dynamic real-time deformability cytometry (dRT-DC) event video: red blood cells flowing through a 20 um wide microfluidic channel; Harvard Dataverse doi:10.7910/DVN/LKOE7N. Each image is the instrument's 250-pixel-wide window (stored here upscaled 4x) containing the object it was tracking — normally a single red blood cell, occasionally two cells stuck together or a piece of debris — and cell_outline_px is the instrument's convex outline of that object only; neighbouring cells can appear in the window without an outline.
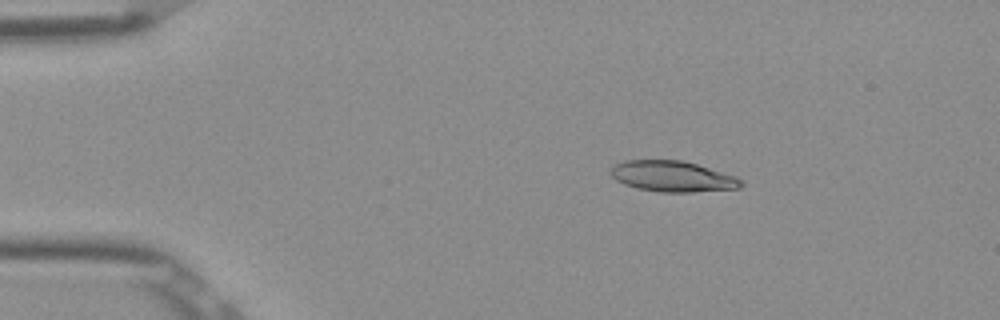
{"species": "Egyptian fruit bat (a non-hibernating species)", "species_latin": "Rousettus aegyptiacus", "temperature_condition": "room temperature", "stored_images_in_passage": 51, "camera_frame_rate_fps": 3000, "um_per_image_px": 0.085, "frame": {"image": 1, "passage_image": 8, "time_ms": 2.333, "image_size_px": [1000, 320], "cell_outline_px": [[744, 184], [740, 188], [692, 192], [660, 192], [636, 188], [624, 184], [616, 180], [608, 172], [616, 164], [624, 160], [680, 160], [696, 164], [736, 176]], "centroid_in_image_um": [57.15, 14.99], "position_along_channel_um": 27.9, "area_um2": 23.35}}
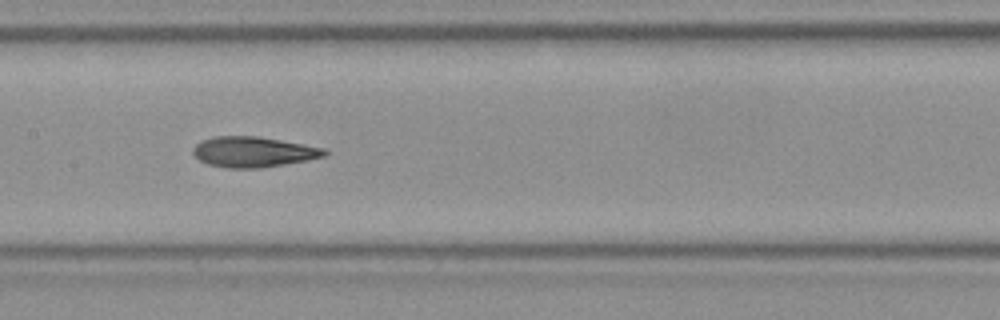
{"frame": {"image": 2, "passage_image": 25, "time_ms": 8.0, "image_size_px": [1000, 320], "cell_outline_px": [[328, 152], [324, 156], [308, 160], [260, 168], [228, 168], [208, 164], [200, 160], [192, 152], [192, 148], [200, 140], [212, 136], [256, 136], [304, 144], [324, 148]], "centroid_in_image_um": [21.5, 12.9], "position_along_channel_um": 185.9, "area_um2": 23.29}}
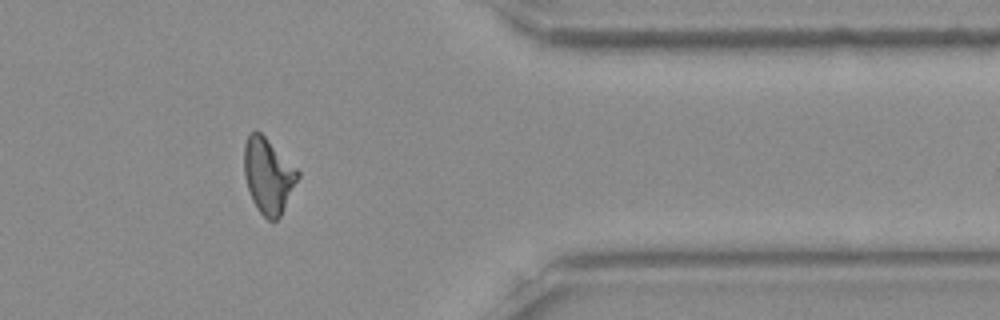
{"frame": {"image": 3, "passage_image": 42, "time_ms": 13.667, "image_size_px": [1000, 320], "cell_outline_px": [[300, 176], [280, 216], [276, 220], [268, 220], [256, 208], [252, 200], [244, 176], [244, 144], [248, 136], [252, 132], [260, 132], [300, 172]], "centroid_in_image_um": [22.79, 14.95], "position_along_channel_um": 388.6, "area_um2": 23.18}, "authors_computed_cell_mechanics": {"area_um2": 23.2934, "velocity_mm_per_s": 3.9006, "shape_relaxation_time_tau1_ms": 7.5776, "shape_relaxation_time_tau2_ms": 2.7831, "deformation_change_tau1": 0.2015, "deformation_change_tau2": 0.1056}}